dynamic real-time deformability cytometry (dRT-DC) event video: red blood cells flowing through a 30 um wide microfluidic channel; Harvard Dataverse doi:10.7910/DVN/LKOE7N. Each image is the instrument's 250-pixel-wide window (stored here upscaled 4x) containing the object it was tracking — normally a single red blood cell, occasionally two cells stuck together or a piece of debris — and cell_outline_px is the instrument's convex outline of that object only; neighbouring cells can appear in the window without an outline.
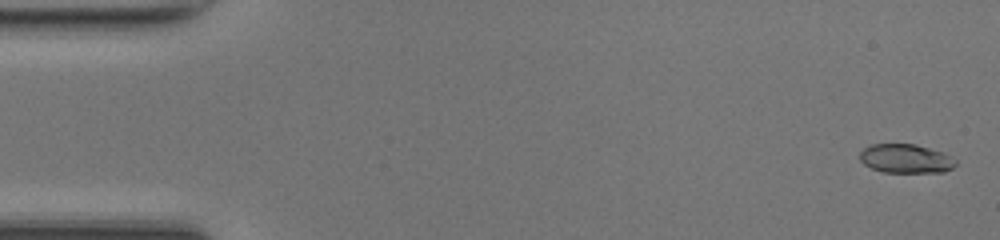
{"species": "common noctule bat (a hibernating species)", "species_latin": "Nyctalus noctula", "temperature_condition": "room temperature", "stored_images_in_passage": 15, "camera_frame_rate_fps": 3000, "um_per_image_px": 0.085, "animal": {"sex": "female", "body_mass_g": 17.0, "forearm_length_mm": 48.0}, "frame": {"image": 1, "passage_image": 2, "time_ms": 0.333, "image_size_px": [1000, 240], "cell_outline_px": [[956, 164], [952, 168], [944, 172], [884, 172], [872, 168], [864, 164], [860, 160], [860, 152], [864, 148], [872, 144], [916, 144], [944, 152], [956, 160]], "centroid_in_image_um": [77.01, 13.48], "position_along_channel_um": 8.0, "area_um2": 16.18}}
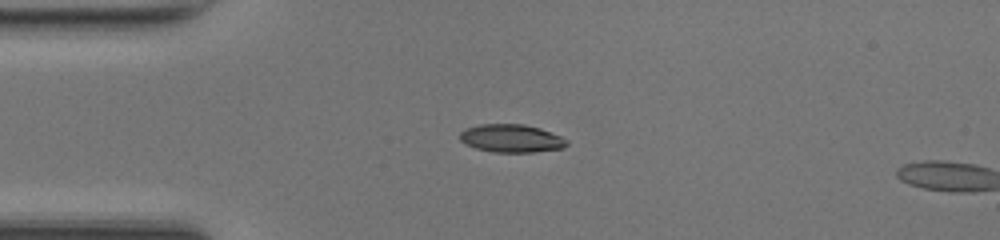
{"frame": {"image": 2, "passage_image": 13, "time_ms": 4.0, "image_size_px": [1000, 240], "cell_outline_px": [[568, 144], [564, 148], [532, 152], [492, 152], [476, 148], [464, 144], [460, 140], [460, 132], [468, 128], [480, 124], [524, 124], [540, 128], [560, 136], [568, 140]], "centroid_in_image_um": [43.47, 11.76], "position_along_channel_um": 41.5, "area_um2": 17.46}}